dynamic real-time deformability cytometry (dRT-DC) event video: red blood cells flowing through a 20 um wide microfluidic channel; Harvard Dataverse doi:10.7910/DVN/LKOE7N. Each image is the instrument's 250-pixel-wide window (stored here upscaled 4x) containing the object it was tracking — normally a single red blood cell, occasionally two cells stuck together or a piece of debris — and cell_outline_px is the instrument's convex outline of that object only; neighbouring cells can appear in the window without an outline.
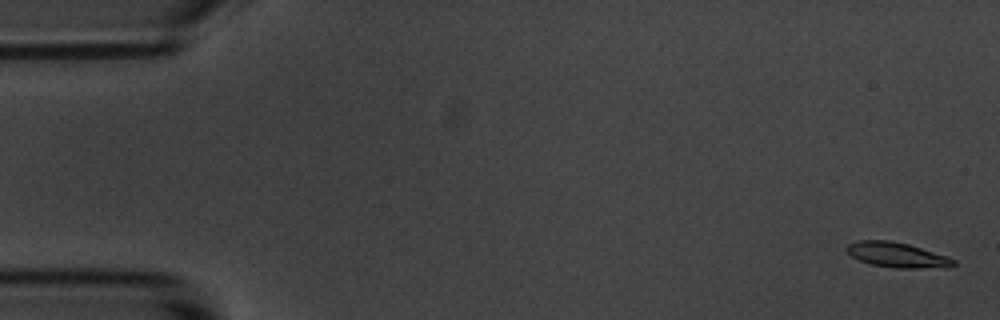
{"species": "common noctule bat (a hibernating species)", "species_latin": "Nyctalus noctula", "temperature_condition": "room temperature", "stored_images_in_passage": 7, "camera_frame_rate_fps": 3000, "um_per_image_px": 0.085, "animal": {"sex": "male", "body_mass_g": 20.1, "forearm_length_mm": 53.5}, "frame": {"image": 1, "passage_image": 1, "time_ms": 0.0, "image_size_px": [1000, 320], "cell_outline_px": [[956, 264], [948, 268], [896, 268], [872, 264], [860, 260], [852, 256], [844, 248], [848, 244], [860, 240], [892, 240], [908, 244], [948, 256], [956, 260]], "centroid_in_image_um": [76.3, 21.67], "position_along_channel_um": 8.7, "area_um2": 15.66}}
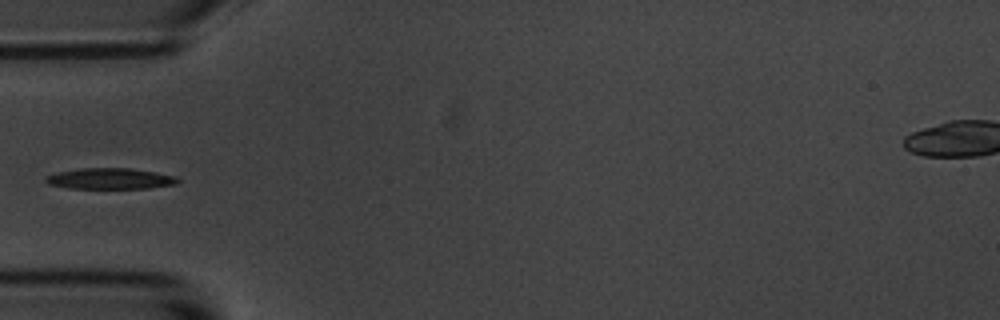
{"frame": {"image": 2, "passage_image": 5, "time_ms": 5.667, "image_size_px": [1000, 320], "cell_outline_px": [[180, 180], [176, 184], [148, 188], [68, 188], [48, 184], [44, 180], [44, 176], [56, 172], [80, 168], [128, 168], [156, 172], [176, 176]], "centroid_in_image_um": [9.32, 15.18], "position_along_channel_um": 75.7, "area_um2": 16.18}}
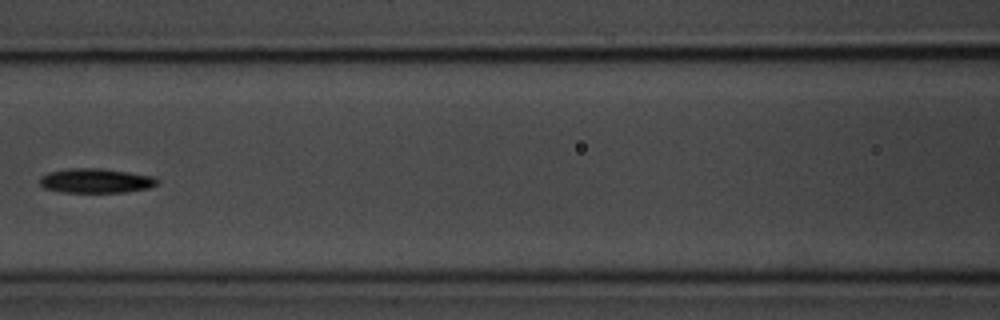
{"frame": {"image": 3, "passage_image": 7, "time_ms": 8.0, "image_size_px": [1000, 320], "cell_outline_px": [[160, 180], [156, 184], [148, 188], [124, 192], [60, 192], [44, 188], [40, 184], [40, 176], [48, 172], [68, 168], [100, 168], [156, 176]], "centroid_in_image_um": [8.14, 15.35], "position_along_channel_um": 158.5, "area_um2": 16.88}}